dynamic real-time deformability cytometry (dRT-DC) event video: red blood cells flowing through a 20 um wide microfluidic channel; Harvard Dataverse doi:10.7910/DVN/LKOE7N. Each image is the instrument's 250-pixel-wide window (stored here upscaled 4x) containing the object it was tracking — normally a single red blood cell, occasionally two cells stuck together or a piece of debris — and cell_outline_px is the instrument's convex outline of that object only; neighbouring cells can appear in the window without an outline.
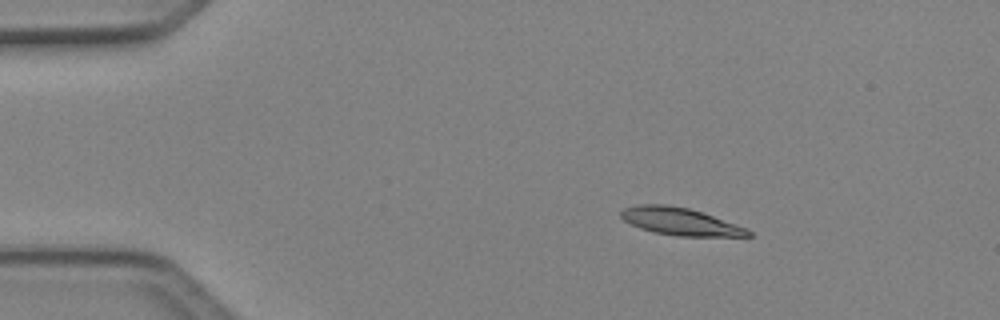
{"species": "Egyptian fruit bat (a non-hibernating species)", "species_latin": "Rousettus aegyptiacus", "temperature_condition": "cold", "stored_images_in_passage": 4, "camera_frame_rate_fps": 3000, "um_per_image_px": 0.085, "animal": {"sex": "female"}, "frame": {"image": 1, "passage_image": 2, "time_ms": 0.333, "image_size_px": [1000, 320], "cell_outline_px": [[752, 236], [676, 236], [652, 232], [640, 228], [624, 220], [620, 216], [620, 212], [624, 208], [636, 204], [664, 204], [688, 208], [748, 228], [752, 232]], "centroid_in_image_um": [57.79, 18.83], "position_along_channel_um": 27.2, "area_um2": 20.23}}
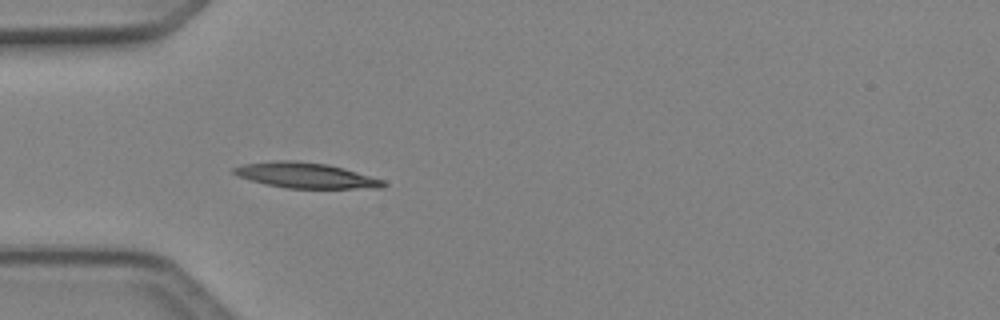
{"frame": {"image": 2, "passage_image": 4, "time_ms": 1.0, "image_size_px": [1000, 320], "cell_outline_px": [[388, 184], [384, 188], [284, 188], [264, 184], [240, 176], [232, 172], [232, 168], [240, 164], [276, 160], [296, 160], [328, 164], [344, 168], [384, 180]], "centroid_in_image_um": [25.99, 14.9], "position_along_channel_um": 59.0, "area_um2": 22.31}}